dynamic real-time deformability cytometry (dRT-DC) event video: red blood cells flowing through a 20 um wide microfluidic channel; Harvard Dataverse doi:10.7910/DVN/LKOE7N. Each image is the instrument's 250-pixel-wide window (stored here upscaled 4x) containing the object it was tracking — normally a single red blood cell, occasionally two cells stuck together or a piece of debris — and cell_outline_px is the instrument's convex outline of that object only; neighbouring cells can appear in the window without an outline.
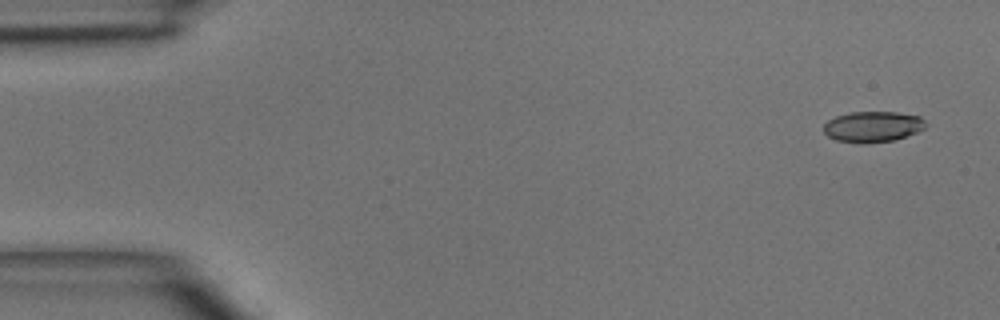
{"species": "common noctule bat (a hibernating species)", "species_latin": "Nyctalus noctula", "temperature_condition": "room temperature", "stored_images_in_passage": 6, "camera_frame_rate_fps": 3000, "um_per_image_px": 0.085, "animal": {"sex": "male", "body_mass_g": 15.6}, "frame": {"image": 1, "passage_image": 1, "time_ms": 0.0, "image_size_px": [1000, 320], "cell_outline_px": [[928, 124], [924, 128], [916, 132], [896, 140], [864, 144], [860, 144], [836, 140], [828, 136], [824, 132], [824, 124], [828, 120], [836, 116], [848, 112], [896, 112], [920, 116]], "centroid_in_image_um": [74.18, 10.77], "position_along_channel_um": 10.8, "area_um2": 18.5}}
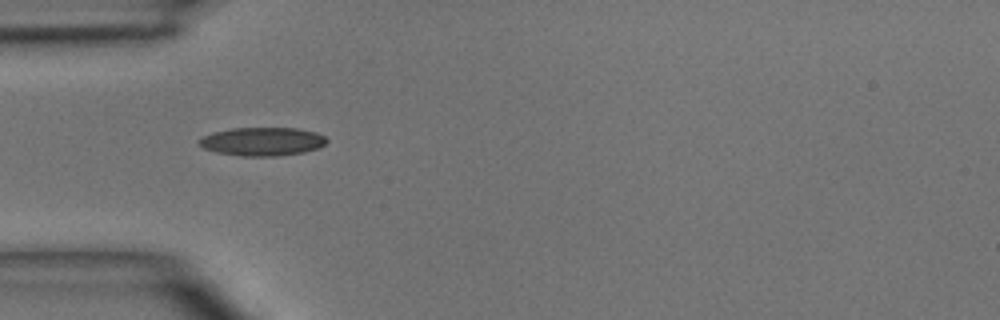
{"frame": {"image": 2, "passage_image": 4, "time_ms": 4.0, "image_size_px": [1000, 320], "cell_outline_px": [[328, 140], [320, 148], [304, 152], [280, 156], [240, 156], [216, 152], [204, 148], [196, 144], [196, 140], [200, 136], [212, 132], [232, 128], [296, 128], [316, 132], [324, 136]], "centroid_in_image_um": [22.25, 12.03], "position_along_channel_um": 62.8, "area_um2": 21.5}}